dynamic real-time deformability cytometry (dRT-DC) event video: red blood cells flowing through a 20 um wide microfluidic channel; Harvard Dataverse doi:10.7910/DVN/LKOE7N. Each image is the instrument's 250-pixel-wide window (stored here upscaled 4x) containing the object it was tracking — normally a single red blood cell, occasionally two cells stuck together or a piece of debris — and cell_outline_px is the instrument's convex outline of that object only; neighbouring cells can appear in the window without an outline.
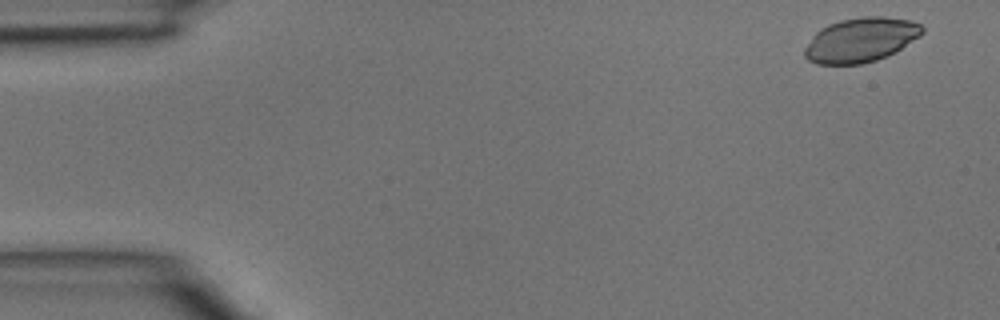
{"species": "common noctule bat (a hibernating species)", "species_latin": "Nyctalus noctula", "temperature_condition": "room temperature", "stored_images_in_passage": 43, "camera_frame_rate_fps": 3000, "um_per_image_px": 0.085, "animal": {"sex": "male", "body_mass_g": 15.6}, "frame": {"image": 1, "passage_image": 1, "time_ms": 0.0, "image_size_px": [1000, 320], "cell_outline_px": [[924, 32], [920, 36], [900, 48], [876, 60], [860, 64], [816, 64], [808, 60], [804, 56], [804, 48], [812, 36], [820, 28], [828, 24], [840, 20], [860, 16], [880, 16], [912, 20], [920, 24], [924, 28]], "centroid_in_image_um": [73.13, 3.37], "position_along_channel_um": 11.9, "area_um2": 30.4}}
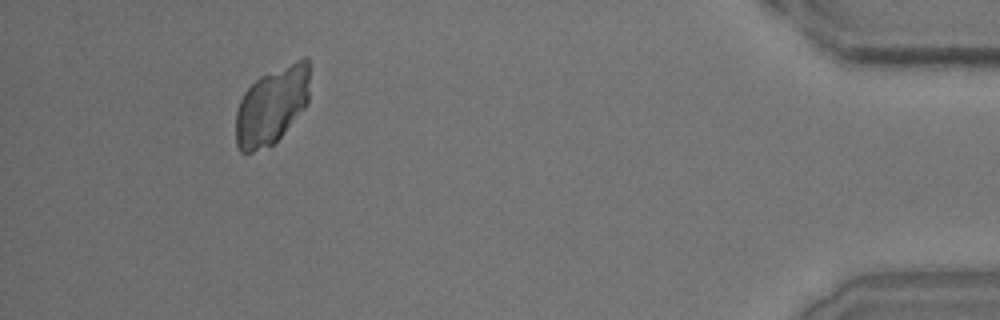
{"frame": {"image": 2, "passage_image": 40, "time_ms": 13.0, "image_size_px": [1000, 320], "cell_outline_px": [[308, 104], [280, 136], [272, 144], [252, 152], [240, 152], [236, 144], [236, 112], [240, 100], [244, 92], [260, 76], [304, 56], [308, 56]], "centroid_in_image_um": [23.09, 8.96], "position_along_channel_um": 412.1, "area_um2": 33.06}}